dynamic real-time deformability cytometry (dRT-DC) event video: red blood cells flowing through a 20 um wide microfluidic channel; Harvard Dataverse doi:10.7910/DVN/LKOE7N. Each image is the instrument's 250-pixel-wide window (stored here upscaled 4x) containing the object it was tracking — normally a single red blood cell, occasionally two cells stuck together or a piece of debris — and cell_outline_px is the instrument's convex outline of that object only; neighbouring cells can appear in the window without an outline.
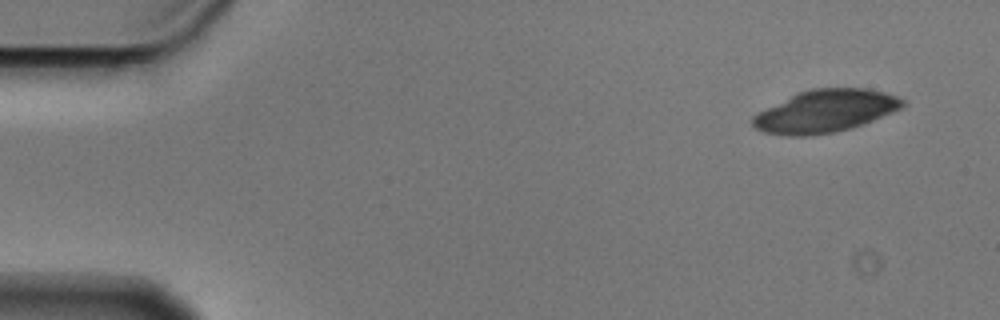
{"species": "Egyptian fruit bat (a non-hibernating species)", "species_latin": "Rousettus aegyptiacus", "temperature_condition": "cold", "stored_images_in_passage": 4, "camera_frame_rate_fps": 3000, "um_per_image_px": 0.085, "animal": {"sex": "male"}, "frame": {"image": 1, "passage_image": 1, "time_ms": 0.0, "image_size_px": [1000, 320], "cell_outline_px": [[908, 104], [904, 108], [864, 124], [852, 128], [836, 132], [808, 136], [784, 136], [764, 132], [756, 128], [752, 124], [752, 116], [756, 112], [796, 92], [812, 88], [864, 88], [884, 92], [896, 96], [904, 100]], "centroid_in_image_um": [70.15, 9.45], "position_along_channel_um": 14.9, "area_um2": 37.74}}